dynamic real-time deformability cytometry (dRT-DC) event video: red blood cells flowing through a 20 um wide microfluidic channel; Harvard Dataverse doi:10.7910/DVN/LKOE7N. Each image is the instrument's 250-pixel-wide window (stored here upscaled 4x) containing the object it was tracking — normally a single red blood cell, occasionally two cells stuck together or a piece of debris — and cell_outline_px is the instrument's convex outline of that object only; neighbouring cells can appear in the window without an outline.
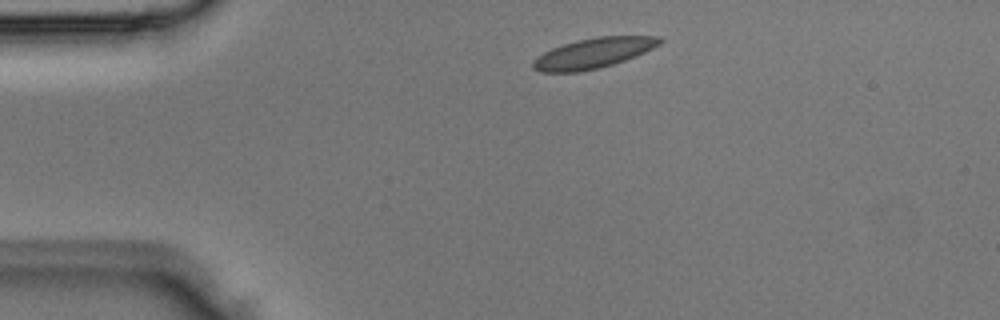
{"species": "Egyptian fruit bat (a non-hibernating species)", "species_latin": "Rousettus aegyptiacus", "temperature_condition": "room temperature", "stored_images_in_passage": 2, "camera_frame_rate_fps": 3000, "um_per_image_px": 0.085, "animal": {"sex": "male"}, "frame": {"image": 1, "passage_image": 1, "time_ms": 0.0, "image_size_px": [1000, 320], "cell_outline_px": [[664, 40], [660, 44], [644, 52], [624, 60], [612, 64], [580, 72], [540, 72], [532, 68], [532, 60], [544, 52], [552, 48], [576, 40], [596, 36], [660, 36]], "centroid_in_image_um": [50.41, 4.51], "position_along_channel_um": 34.6, "area_um2": 22.2}}